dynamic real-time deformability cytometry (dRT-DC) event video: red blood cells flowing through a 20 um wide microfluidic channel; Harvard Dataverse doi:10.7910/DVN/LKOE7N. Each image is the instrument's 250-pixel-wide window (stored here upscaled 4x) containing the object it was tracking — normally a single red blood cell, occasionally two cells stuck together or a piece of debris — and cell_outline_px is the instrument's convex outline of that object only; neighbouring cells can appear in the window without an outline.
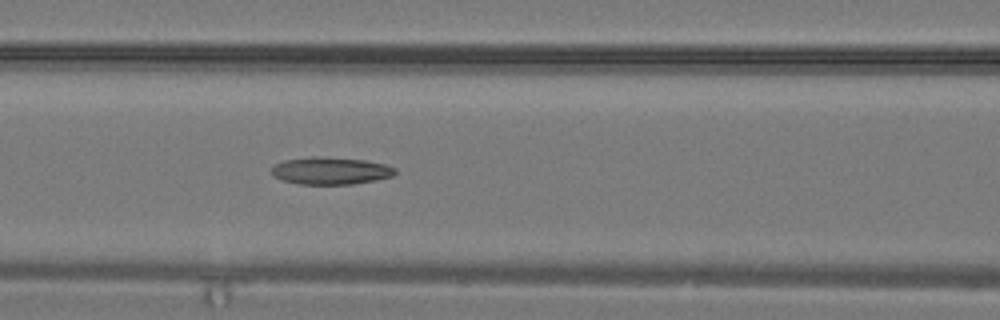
{"species": "common noctule bat (a hibernating species)", "species_latin": "Nyctalus noctula", "temperature_condition": "warm", "stored_images_in_passage": 17, "camera_frame_rate_fps": 3000, "um_per_image_px": 0.085, "animal": {"sex": "male", "body_mass_g": 19.2, "forearm_length_mm": 51.8}, "frame": {"image": 1, "passage_image": 15, "time_ms": 4.667, "image_size_px": [1000, 320], "cell_outline_px": [[396, 172], [392, 176], [376, 180], [352, 184], [300, 184], [284, 180], [272, 176], [268, 168], [272, 164], [284, 160], [312, 156], [320, 156], [364, 160], [384, 164], [396, 168]], "centroid_in_image_um": [28.03, 14.5], "position_along_channel_um": 138.6, "area_um2": 19.88}}
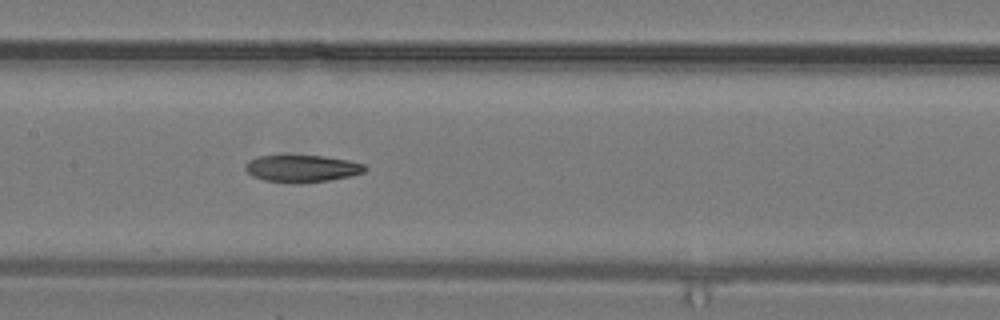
{"frame": {"image": 2, "passage_image": 17, "time_ms": 5.333, "image_size_px": [1000, 320], "cell_outline_px": [[368, 168], [364, 172], [352, 176], [328, 180], [300, 184], [264, 180], [252, 176], [244, 168], [244, 164], [248, 160], [260, 156], [324, 156], [348, 160], [364, 164]], "centroid_in_image_um": [25.67, 14.33], "position_along_channel_um": 181.7, "area_um2": 18.96}}